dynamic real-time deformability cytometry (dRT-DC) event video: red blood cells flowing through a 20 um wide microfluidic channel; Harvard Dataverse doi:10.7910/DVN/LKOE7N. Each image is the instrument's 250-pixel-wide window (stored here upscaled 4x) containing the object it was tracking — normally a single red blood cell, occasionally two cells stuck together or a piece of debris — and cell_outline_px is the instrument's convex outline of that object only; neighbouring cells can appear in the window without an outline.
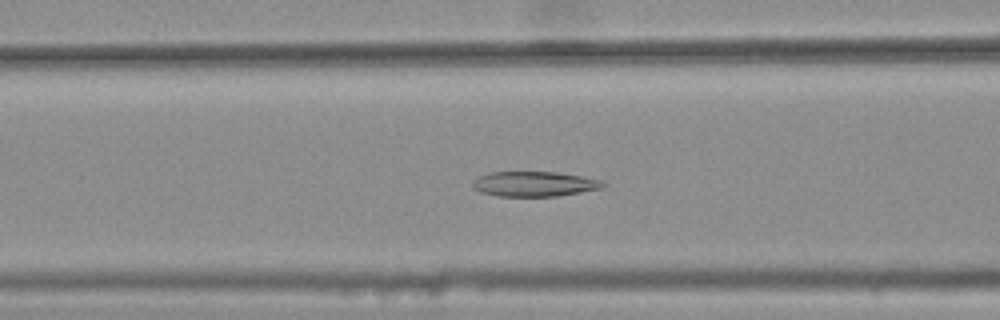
{"species": "common noctule bat (a hibernating species)", "species_latin": "Nyctalus noctula", "temperature_condition": "warm", "stored_images_in_passage": 32, "camera_frame_rate_fps": 3000, "um_per_image_px": 0.085, "animal": {"sex": "female", "body_mass_g": 25.1}, "frame": {"image": 1, "passage_image": 8, "time_ms": 2.333, "image_size_px": [1000, 320], "cell_outline_px": [[608, 184], [604, 188], [556, 196], [496, 196], [480, 192], [472, 188], [472, 184], [480, 176], [488, 172], [556, 172], [580, 176], [600, 180]], "centroid_in_image_um": [45.42, 15.64], "position_along_channel_um": 121.2, "area_um2": 18.96}}
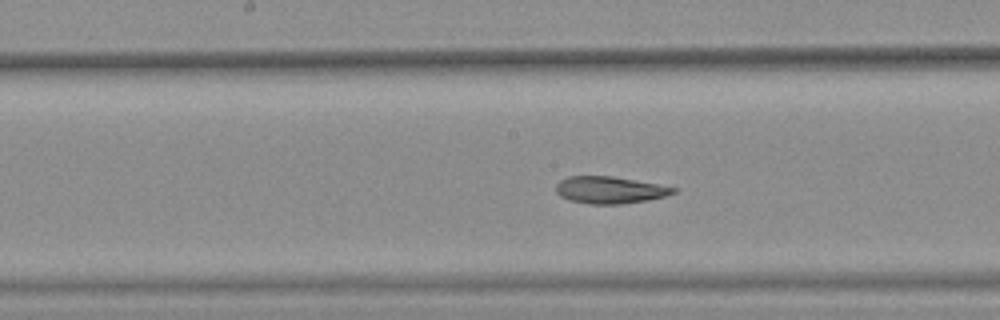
{"frame": {"image": 2, "passage_image": 14, "time_ms": 4.333, "image_size_px": [1000, 320], "cell_outline_px": [[680, 188], [676, 192], [664, 196], [648, 200], [620, 204], [588, 204], [568, 200], [560, 196], [556, 192], [556, 184], [560, 180], [568, 176], [612, 176]], "centroid_in_image_um": [51.82, 16.15], "position_along_channel_um": 196.4, "area_um2": 18.55}}
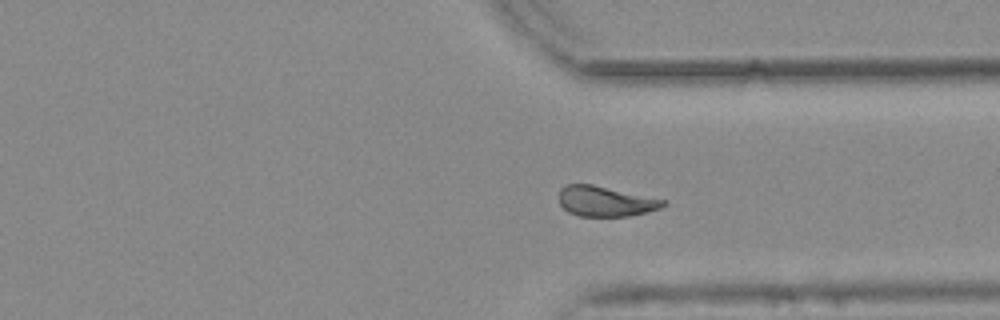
{"frame": {"image": 3, "passage_image": 27, "time_ms": 8.667, "image_size_px": [1000, 320], "cell_outline_px": [[668, 204], [660, 208], [648, 212], [628, 216], [580, 216], [568, 212], [560, 204], [560, 188], [564, 184], [592, 184], [668, 200]], "centroid_in_image_um": [51.5, 17.1], "position_along_channel_um": 359.9, "area_um2": 18.5}, "authors_computed_cell_mechanics": {"area_um2": 19.1607, "velocity_mm_per_s": 3.7728, "shape_relaxation_time_tau1_ms": null, "shape_relaxation_time_tau2_ms": 3.5377, "deformation_change_tau1": null, "deformation_change_tau2": 0.1049}}